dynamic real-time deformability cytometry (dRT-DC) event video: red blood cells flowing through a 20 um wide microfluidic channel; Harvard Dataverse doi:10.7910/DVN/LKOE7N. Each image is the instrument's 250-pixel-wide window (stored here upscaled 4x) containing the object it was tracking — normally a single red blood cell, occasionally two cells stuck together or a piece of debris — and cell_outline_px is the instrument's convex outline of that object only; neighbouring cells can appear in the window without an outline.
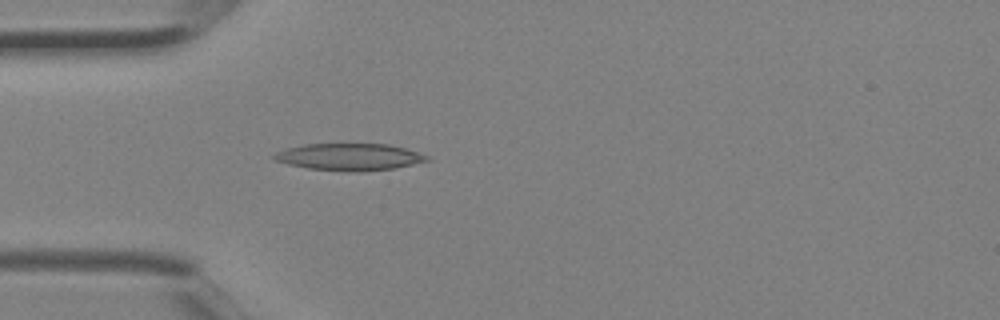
{"species": "Egyptian fruit bat (a non-hibernating species)", "species_latin": "Rousettus aegyptiacus", "temperature_condition": "room temperature", "stored_images_in_passage": 2, "camera_frame_rate_fps": 3000, "um_per_image_px": 0.085, "animal": {"sex": "female"}, "frame": {"image": 1, "passage_image": 2, "time_ms": 0.333, "image_size_px": [1000, 320], "cell_outline_px": [[432, 160], [392, 168], [360, 172], [356, 172], [308, 168], [288, 164], [276, 160], [272, 156], [276, 152], [288, 148], [304, 144], [388, 144], [404, 148], [428, 156]], "centroid_in_image_um": [29.7, 13.33], "position_along_channel_um": 55.3, "area_um2": 23.7}}